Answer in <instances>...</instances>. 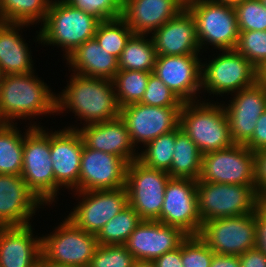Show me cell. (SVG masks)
Masks as SVG:
<instances>
[{
    "label": "cell",
    "mask_w": 266,
    "mask_h": 267,
    "mask_svg": "<svg viewBox=\"0 0 266 267\" xmlns=\"http://www.w3.org/2000/svg\"><path fill=\"white\" fill-rule=\"evenodd\" d=\"M69 74L66 86L57 93L56 115L71 112L75 114L74 122L78 125L73 123L66 128L78 129L83 125L119 117L120 108L112 80L82 76L74 72Z\"/></svg>",
    "instance_id": "1"
},
{
    "label": "cell",
    "mask_w": 266,
    "mask_h": 267,
    "mask_svg": "<svg viewBox=\"0 0 266 267\" xmlns=\"http://www.w3.org/2000/svg\"><path fill=\"white\" fill-rule=\"evenodd\" d=\"M35 73L0 77V117L5 124L29 120L27 125L36 127L42 126L37 121L43 116H56L57 93Z\"/></svg>",
    "instance_id": "2"
},
{
    "label": "cell",
    "mask_w": 266,
    "mask_h": 267,
    "mask_svg": "<svg viewBox=\"0 0 266 267\" xmlns=\"http://www.w3.org/2000/svg\"><path fill=\"white\" fill-rule=\"evenodd\" d=\"M101 21L64 0H52L45 20L35 33L34 42L54 47L66 59L71 52L89 39L94 38ZM57 46V47H56Z\"/></svg>",
    "instance_id": "3"
},
{
    "label": "cell",
    "mask_w": 266,
    "mask_h": 267,
    "mask_svg": "<svg viewBox=\"0 0 266 267\" xmlns=\"http://www.w3.org/2000/svg\"><path fill=\"white\" fill-rule=\"evenodd\" d=\"M212 53L208 59L202 56L201 100L214 101L215 96L225 99L228 95L252 86L261 78L260 71L236 50ZM206 93H209L208 96Z\"/></svg>",
    "instance_id": "4"
},
{
    "label": "cell",
    "mask_w": 266,
    "mask_h": 267,
    "mask_svg": "<svg viewBox=\"0 0 266 267\" xmlns=\"http://www.w3.org/2000/svg\"><path fill=\"white\" fill-rule=\"evenodd\" d=\"M184 102L179 114L180 129L195 143L202 155L234 144L223 103Z\"/></svg>",
    "instance_id": "5"
},
{
    "label": "cell",
    "mask_w": 266,
    "mask_h": 267,
    "mask_svg": "<svg viewBox=\"0 0 266 267\" xmlns=\"http://www.w3.org/2000/svg\"><path fill=\"white\" fill-rule=\"evenodd\" d=\"M186 8L194 17L202 54H208L210 48L212 51L235 50L239 29L234 6L216 0H189Z\"/></svg>",
    "instance_id": "6"
},
{
    "label": "cell",
    "mask_w": 266,
    "mask_h": 267,
    "mask_svg": "<svg viewBox=\"0 0 266 267\" xmlns=\"http://www.w3.org/2000/svg\"><path fill=\"white\" fill-rule=\"evenodd\" d=\"M50 155L49 128L43 125L32 127L24 136L20 176L45 207L52 208L55 206V178Z\"/></svg>",
    "instance_id": "7"
},
{
    "label": "cell",
    "mask_w": 266,
    "mask_h": 267,
    "mask_svg": "<svg viewBox=\"0 0 266 267\" xmlns=\"http://www.w3.org/2000/svg\"><path fill=\"white\" fill-rule=\"evenodd\" d=\"M196 193L202 224L215 218L251 214L259 208V194L255 190V185L197 180Z\"/></svg>",
    "instance_id": "8"
},
{
    "label": "cell",
    "mask_w": 266,
    "mask_h": 267,
    "mask_svg": "<svg viewBox=\"0 0 266 267\" xmlns=\"http://www.w3.org/2000/svg\"><path fill=\"white\" fill-rule=\"evenodd\" d=\"M61 221L48 234H40L41 256L56 264L89 267L99 245L96 235L76 227L66 217Z\"/></svg>",
    "instance_id": "9"
},
{
    "label": "cell",
    "mask_w": 266,
    "mask_h": 267,
    "mask_svg": "<svg viewBox=\"0 0 266 267\" xmlns=\"http://www.w3.org/2000/svg\"><path fill=\"white\" fill-rule=\"evenodd\" d=\"M70 193L78 203L73 204L65 217L76 227L94 235L128 205L126 187Z\"/></svg>",
    "instance_id": "10"
},
{
    "label": "cell",
    "mask_w": 266,
    "mask_h": 267,
    "mask_svg": "<svg viewBox=\"0 0 266 267\" xmlns=\"http://www.w3.org/2000/svg\"><path fill=\"white\" fill-rule=\"evenodd\" d=\"M167 171L146 167L138 160L128 163V204L143 220H156L162 211L164 192L170 179Z\"/></svg>",
    "instance_id": "11"
},
{
    "label": "cell",
    "mask_w": 266,
    "mask_h": 267,
    "mask_svg": "<svg viewBox=\"0 0 266 267\" xmlns=\"http://www.w3.org/2000/svg\"><path fill=\"white\" fill-rule=\"evenodd\" d=\"M255 212L211 219L202 224L199 237L214 253L242 255L257 247Z\"/></svg>",
    "instance_id": "12"
},
{
    "label": "cell",
    "mask_w": 266,
    "mask_h": 267,
    "mask_svg": "<svg viewBox=\"0 0 266 267\" xmlns=\"http://www.w3.org/2000/svg\"><path fill=\"white\" fill-rule=\"evenodd\" d=\"M198 181L255 185V152L245 145L233 144L202 155Z\"/></svg>",
    "instance_id": "13"
},
{
    "label": "cell",
    "mask_w": 266,
    "mask_h": 267,
    "mask_svg": "<svg viewBox=\"0 0 266 267\" xmlns=\"http://www.w3.org/2000/svg\"><path fill=\"white\" fill-rule=\"evenodd\" d=\"M181 107H157L133 103L120 108L131 142L139 151L153 139L179 127Z\"/></svg>",
    "instance_id": "14"
},
{
    "label": "cell",
    "mask_w": 266,
    "mask_h": 267,
    "mask_svg": "<svg viewBox=\"0 0 266 267\" xmlns=\"http://www.w3.org/2000/svg\"><path fill=\"white\" fill-rule=\"evenodd\" d=\"M50 128V159L55 178V203L60 191L79 192V173L84 141L77 129ZM52 129V130H51ZM63 188V189H62ZM62 189V190H61Z\"/></svg>",
    "instance_id": "15"
},
{
    "label": "cell",
    "mask_w": 266,
    "mask_h": 267,
    "mask_svg": "<svg viewBox=\"0 0 266 267\" xmlns=\"http://www.w3.org/2000/svg\"><path fill=\"white\" fill-rule=\"evenodd\" d=\"M197 180L170 178L164 192V203L156 219L166 225L180 228L188 236L199 235L202 220L198 213Z\"/></svg>",
    "instance_id": "16"
},
{
    "label": "cell",
    "mask_w": 266,
    "mask_h": 267,
    "mask_svg": "<svg viewBox=\"0 0 266 267\" xmlns=\"http://www.w3.org/2000/svg\"><path fill=\"white\" fill-rule=\"evenodd\" d=\"M229 99L221 102L229 122L232 141L234 144L245 145L254 133L258 118L266 110V83L260 78L252 86L231 94Z\"/></svg>",
    "instance_id": "17"
},
{
    "label": "cell",
    "mask_w": 266,
    "mask_h": 267,
    "mask_svg": "<svg viewBox=\"0 0 266 267\" xmlns=\"http://www.w3.org/2000/svg\"><path fill=\"white\" fill-rule=\"evenodd\" d=\"M202 55L203 54L157 56L153 73L156 74L183 103L200 101Z\"/></svg>",
    "instance_id": "18"
},
{
    "label": "cell",
    "mask_w": 266,
    "mask_h": 267,
    "mask_svg": "<svg viewBox=\"0 0 266 267\" xmlns=\"http://www.w3.org/2000/svg\"><path fill=\"white\" fill-rule=\"evenodd\" d=\"M44 206L21 176L0 174V227L32 224Z\"/></svg>",
    "instance_id": "19"
},
{
    "label": "cell",
    "mask_w": 266,
    "mask_h": 267,
    "mask_svg": "<svg viewBox=\"0 0 266 267\" xmlns=\"http://www.w3.org/2000/svg\"><path fill=\"white\" fill-rule=\"evenodd\" d=\"M128 162L119 156L84 145L81 154L79 192L123 188Z\"/></svg>",
    "instance_id": "20"
},
{
    "label": "cell",
    "mask_w": 266,
    "mask_h": 267,
    "mask_svg": "<svg viewBox=\"0 0 266 267\" xmlns=\"http://www.w3.org/2000/svg\"><path fill=\"white\" fill-rule=\"evenodd\" d=\"M188 237L180 228L157 220H142L124 244L136 260L154 261L180 247Z\"/></svg>",
    "instance_id": "21"
},
{
    "label": "cell",
    "mask_w": 266,
    "mask_h": 267,
    "mask_svg": "<svg viewBox=\"0 0 266 267\" xmlns=\"http://www.w3.org/2000/svg\"><path fill=\"white\" fill-rule=\"evenodd\" d=\"M150 36L157 56L202 54L196 35V23L187 8Z\"/></svg>",
    "instance_id": "22"
},
{
    "label": "cell",
    "mask_w": 266,
    "mask_h": 267,
    "mask_svg": "<svg viewBox=\"0 0 266 267\" xmlns=\"http://www.w3.org/2000/svg\"><path fill=\"white\" fill-rule=\"evenodd\" d=\"M87 148L119 156L128 163L138 160L125 122L119 117L80 126L77 129Z\"/></svg>",
    "instance_id": "23"
},
{
    "label": "cell",
    "mask_w": 266,
    "mask_h": 267,
    "mask_svg": "<svg viewBox=\"0 0 266 267\" xmlns=\"http://www.w3.org/2000/svg\"><path fill=\"white\" fill-rule=\"evenodd\" d=\"M184 8V0H123L122 18L134 34L151 35Z\"/></svg>",
    "instance_id": "24"
},
{
    "label": "cell",
    "mask_w": 266,
    "mask_h": 267,
    "mask_svg": "<svg viewBox=\"0 0 266 267\" xmlns=\"http://www.w3.org/2000/svg\"><path fill=\"white\" fill-rule=\"evenodd\" d=\"M33 224L0 227L1 267H38L41 235H35Z\"/></svg>",
    "instance_id": "25"
},
{
    "label": "cell",
    "mask_w": 266,
    "mask_h": 267,
    "mask_svg": "<svg viewBox=\"0 0 266 267\" xmlns=\"http://www.w3.org/2000/svg\"><path fill=\"white\" fill-rule=\"evenodd\" d=\"M28 24L0 22V75L27 74L36 71L31 46L23 32ZM23 34V35H22ZM30 46V47H29Z\"/></svg>",
    "instance_id": "26"
},
{
    "label": "cell",
    "mask_w": 266,
    "mask_h": 267,
    "mask_svg": "<svg viewBox=\"0 0 266 267\" xmlns=\"http://www.w3.org/2000/svg\"><path fill=\"white\" fill-rule=\"evenodd\" d=\"M63 61L69 72L87 77L113 80L119 71L118 59L105 51L95 38L78 46Z\"/></svg>",
    "instance_id": "27"
},
{
    "label": "cell",
    "mask_w": 266,
    "mask_h": 267,
    "mask_svg": "<svg viewBox=\"0 0 266 267\" xmlns=\"http://www.w3.org/2000/svg\"><path fill=\"white\" fill-rule=\"evenodd\" d=\"M18 125L4 124L0 128V174L21 175L24 136L32 127L25 125L27 129H22Z\"/></svg>",
    "instance_id": "28"
},
{
    "label": "cell",
    "mask_w": 266,
    "mask_h": 267,
    "mask_svg": "<svg viewBox=\"0 0 266 267\" xmlns=\"http://www.w3.org/2000/svg\"><path fill=\"white\" fill-rule=\"evenodd\" d=\"M202 154L195 143L178 127L171 162L167 171L171 178L198 180L201 173Z\"/></svg>",
    "instance_id": "29"
},
{
    "label": "cell",
    "mask_w": 266,
    "mask_h": 267,
    "mask_svg": "<svg viewBox=\"0 0 266 267\" xmlns=\"http://www.w3.org/2000/svg\"><path fill=\"white\" fill-rule=\"evenodd\" d=\"M157 52L150 35L133 34L118 59L119 70L153 72Z\"/></svg>",
    "instance_id": "30"
},
{
    "label": "cell",
    "mask_w": 266,
    "mask_h": 267,
    "mask_svg": "<svg viewBox=\"0 0 266 267\" xmlns=\"http://www.w3.org/2000/svg\"><path fill=\"white\" fill-rule=\"evenodd\" d=\"M52 0H0L1 21L40 25L45 20Z\"/></svg>",
    "instance_id": "31"
},
{
    "label": "cell",
    "mask_w": 266,
    "mask_h": 267,
    "mask_svg": "<svg viewBox=\"0 0 266 267\" xmlns=\"http://www.w3.org/2000/svg\"><path fill=\"white\" fill-rule=\"evenodd\" d=\"M140 215L128 204L96 235L99 245H124L135 228L142 222Z\"/></svg>",
    "instance_id": "32"
},
{
    "label": "cell",
    "mask_w": 266,
    "mask_h": 267,
    "mask_svg": "<svg viewBox=\"0 0 266 267\" xmlns=\"http://www.w3.org/2000/svg\"><path fill=\"white\" fill-rule=\"evenodd\" d=\"M151 73L136 70H119L116 73L112 81L119 108L141 101Z\"/></svg>",
    "instance_id": "33"
},
{
    "label": "cell",
    "mask_w": 266,
    "mask_h": 267,
    "mask_svg": "<svg viewBox=\"0 0 266 267\" xmlns=\"http://www.w3.org/2000/svg\"><path fill=\"white\" fill-rule=\"evenodd\" d=\"M176 142V129L160 135L138 151V161L146 167L168 171Z\"/></svg>",
    "instance_id": "34"
},
{
    "label": "cell",
    "mask_w": 266,
    "mask_h": 267,
    "mask_svg": "<svg viewBox=\"0 0 266 267\" xmlns=\"http://www.w3.org/2000/svg\"><path fill=\"white\" fill-rule=\"evenodd\" d=\"M134 32L122 18L101 21L94 38L98 44L119 59L121 52Z\"/></svg>",
    "instance_id": "35"
},
{
    "label": "cell",
    "mask_w": 266,
    "mask_h": 267,
    "mask_svg": "<svg viewBox=\"0 0 266 267\" xmlns=\"http://www.w3.org/2000/svg\"><path fill=\"white\" fill-rule=\"evenodd\" d=\"M235 50L245 56L261 73L266 67V30L239 31Z\"/></svg>",
    "instance_id": "36"
},
{
    "label": "cell",
    "mask_w": 266,
    "mask_h": 267,
    "mask_svg": "<svg viewBox=\"0 0 266 267\" xmlns=\"http://www.w3.org/2000/svg\"><path fill=\"white\" fill-rule=\"evenodd\" d=\"M234 9L239 31L266 30V8L260 0H243Z\"/></svg>",
    "instance_id": "37"
},
{
    "label": "cell",
    "mask_w": 266,
    "mask_h": 267,
    "mask_svg": "<svg viewBox=\"0 0 266 267\" xmlns=\"http://www.w3.org/2000/svg\"><path fill=\"white\" fill-rule=\"evenodd\" d=\"M135 261L125 245H98L89 267H133Z\"/></svg>",
    "instance_id": "38"
},
{
    "label": "cell",
    "mask_w": 266,
    "mask_h": 267,
    "mask_svg": "<svg viewBox=\"0 0 266 267\" xmlns=\"http://www.w3.org/2000/svg\"><path fill=\"white\" fill-rule=\"evenodd\" d=\"M139 103L157 107H182L181 99L153 72Z\"/></svg>",
    "instance_id": "39"
},
{
    "label": "cell",
    "mask_w": 266,
    "mask_h": 267,
    "mask_svg": "<svg viewBox=\"0 0 266 267\" xmlns=\"http://www.w3.org/2000/svg\"><path fill=\"white\" fill-rule=\"evenodd\" d=\"M214 252L199 237L188 236L181 243V261L183 267H210Z\"/></svg>",
    "instance_id": "40"
},
{
    "label": "cell",
    "mask_w": 266,
    "mask_h": 267,
    "mask_svg": "<svg viewBox=\"0 0 266 267\" xmlns=\"http://www.w3.org/2000/svg\"><path fill=\"white\" fill-rule=\"evenodd\" d=\"M100 21L122 17L123 0H64Z\"/></svg>",
    "instance_id": "41"
},
{
    "label": "cell",
    "mask_w": 266,
    "mask_h": 267,
    "mask_svg": "<svg viewBox=\"0 0 266 267\" xmlns=\"http://www.w3.org/2000/svg\"><path fill=\"white\" fill-rule=\"evenodd\" d=\"M245 146L252 152L266 149V110L258 118L254 133Z\"/></svg>",
    "instance_id": "42"
},
{
    "label": "cell",
    "mask_w": 266,
    "mask_h": 267,
    "mask_svg": "<svg viewBox=\"0 0 266 267\" xmlns=\"http://www.w3.org/2000/svg\"><path fill=\"white\" fill-rule=\"evenodd\" d=\"M266 189V149L255 152V190L258 194Z\"/></svg>",
    "instance_id": "43"
},
{
    "label": "cell",
    "mask_w": 266,
    "mask_h": 267,
    "mask_svg": "<svg viewBox=\"0 0 266 267\" xmlns=\"http://www.w3.org/2000/svg\"><path fill=\"white\" fill-rule=\"evenodd\" d=\"M240 258V267H266V254L258 247L247 250Z\"/></svg>",
    "instance_id": "44"
},
{
    "label": "cell",
    "mask_w": 266,
    "mask_h": 267,
    "mask_svg": "<svg viewBox=\"0 0 266 267\" xmlns=\"http://www.w3.org/2000/svg\"><path fill=\"white\" fill-rule=\"evenodd\" d=\"M255 216L257 247L266 254V213L258 208Z\"/></svg>",
    "instance_id": "45"
},
{
    "label": "cell",
    "mask_w": 266,
    "mask_h": 267,
    "mask_svg": "<svg viewBox=\"0 0 266 267\" xmlns=\"http://www.w3.org/2000/svg\"><path fill=\"white\" fill-rule=\"evenodd\" d=\"M153 262L156 267H183L181 261V245L179 248L159 256Z\"/></svg>",
    "instance_id": "46"
},
{
    "label": "cell",
    "mask_w": 266,
    "mask_h": 267,
    "mask_svg": "<svg viewBox=\"0 0 266 267\" xmlns=\"http://www.w3.org/2000/svg\"><path fill=\"white\" fill-rule=\"evenodd\" d=\"M210 267H240L239 255H224L214 253Z\"/></svg>",
    "instance_id": "47"
},
{
    "label": "cell",
    "mask_w": 266,
    "mask_h": 267,
    "mask_svg": "<svg viewBox=\"0 0 266 267\" xmlns=\"http://www.w3.org/2000/svg\"><path fill=\"white\" fill-rule=\"evenodd\" d=\"M38 267H77V266L56 264L54 262L47 261L42 256H40Z\"/></svg>",
    "instance_id": "48"
},
{
    "label": "cell",
    "mask_w": 266,
    "mask_h": 267,
    "mask_svg": "<svg viewBox=\"0 0 266 267\" xmlns=\"http://www.w3.org/2000/svg\"><path fill=\"white\" fill-rule=\"evenodd\" d=\"M259 208L266 213V189L259 194Z\"/></svg>",
    "instance_id": "49"
},
{
    "label": "cell",
    "mask_w": 266,
    "mask_h": 267,
    "mask_svg": "<svg viewBox=\"0 0 266 267\" xmlns=\"http://www.w3.org/2000/svg\"><path fill=\"white\" fill-rule=\"evenodd\" d=\"M133 267H156L153 261L136 260Z\"/></svg>",
    "instance_id": "50"
},
{
    "label": "cell",
    "mask_w": 266,
    "mask_h": 267,
    "mask_svg": "<svg viewBox=\"0 0 266 267\" xmlns=\"http://www.w3.org/2000/svg\"><path fill=\"white\" fill-rule=\"evenodd\" d=\"M216 1L219 2V3H223V4H228V5L234 6V5L240 3L243 0H216Z\"/></svg>",
    "instance_id": "51"
},
{
    "label": "cell",
    "mask_w": 266,
    "mask_h": 267,
    "mask_svg": "<svg viewBox=\"0 0 266 267\" xmlns=\"http://www.w3.org/2000/svg\"><path fill=\"white\" fill-rule=\"evenodd\" d=\"M262 5L266 8V0H260Z\"/></svg>",
    "instance_id": "52"
},
{
    "label": "cell",
    "mask_w": 266,
    "mask_h": 267,
    "mask_svg": "<svg viewBox=\"0 0 266 267\" xmlns=\"http://www.w3.org/2000/svg\"><path fill=\"white\" fill-rule=\"evenodd\" d=\"M5 123L2 121L1 117H0V128L4 125Z\"/></svg>",
    "instance_id": "53"
}]
</instances>
